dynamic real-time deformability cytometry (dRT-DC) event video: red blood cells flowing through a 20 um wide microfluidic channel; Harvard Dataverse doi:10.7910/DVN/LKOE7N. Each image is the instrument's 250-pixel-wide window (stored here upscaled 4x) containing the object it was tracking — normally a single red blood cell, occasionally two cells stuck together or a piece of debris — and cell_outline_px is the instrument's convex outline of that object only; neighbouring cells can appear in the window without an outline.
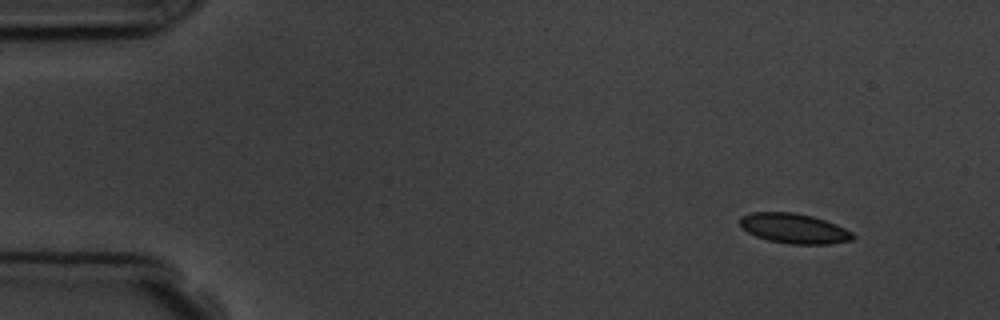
{"species": "common noctule bat (a hibernating species)", "species_latin": "Nyctalus noctula", "temperature_condition": "room temperature", "stored_images_in_passage": 5, "camera_frame_rate_fps": 3000, "um_per_image_px": 0.085, "animal": {"sex": "male", "body_mass_g": 19.5, "forearm_length_mm": 54.6}, "frame": {"image": 1, "passage_image": 1, "time_ms": 0.0, "image_size_px": [1000, 320], "cell_outline_px": [[856, 236], [852, 240], [828, 244], [788, 244], [768, 240], [756, 236], [748, 232], [740, 224], [740, 216], [752, 212], [792, 212], [812, 216], [836, 224], [852, 232]], "centroid_in_image_um": [67.5, 19.42], "position_along_channel_um": 17.5, "area_um2": 19.65}}
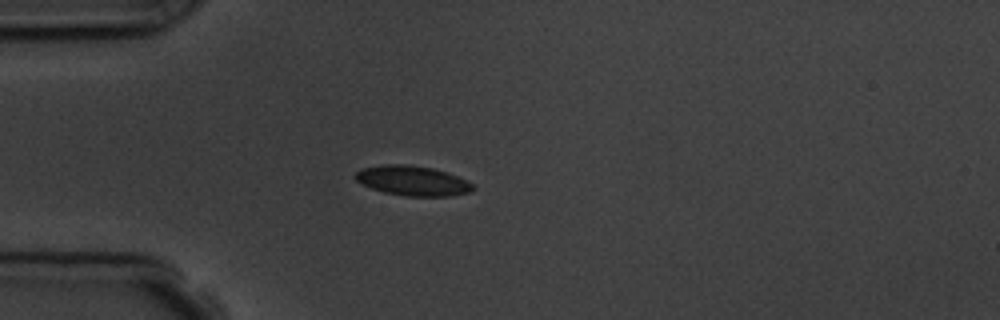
{"frame": {"image": 2, "passage_image": 4, "time_ms": 3.333, "image_size_px": [1000, 320], "cell_outline_px": [[476, 188], [468, 192], [448, 196], [404, 196], [384, 192], [372, 188], [356, 180], [356, 172], [364, 168], [384, 164], [404, 164], [432, 168], [448, 172], [468, 180]], "centroid_in_image_um": [35.11, 15.36], "position_along_channel_um": 49.9, "area_um2": 20.29}}